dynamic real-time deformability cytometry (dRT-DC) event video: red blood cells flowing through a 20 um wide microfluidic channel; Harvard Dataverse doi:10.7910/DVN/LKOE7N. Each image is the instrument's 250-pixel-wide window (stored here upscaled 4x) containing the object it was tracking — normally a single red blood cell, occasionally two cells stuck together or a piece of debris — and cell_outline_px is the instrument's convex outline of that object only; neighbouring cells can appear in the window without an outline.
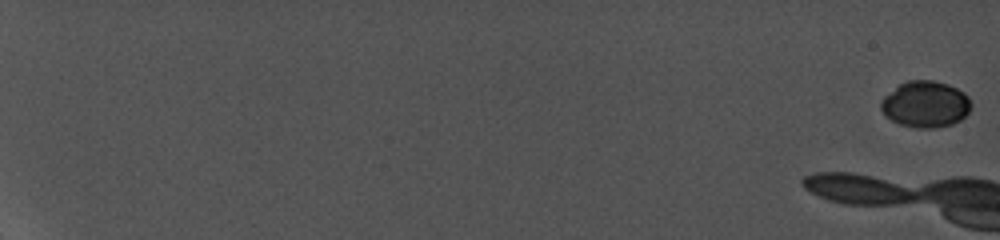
{"species": "common noctule bat (a hibernating species)", "species_latin": "Nyctalus noctula", "temperature_condition": "cold", "stored_images_in_passage": 54, "camera_frame_rate_fps": 5000, "um_per_image_px": 0.085, "animal": {"sex": "female", "body_mass_g": 19.0, "forearm_length_mm": 56.7}, "frame": {"image": 1, "passage_image": 1, "time_ms": 0.0, "image_size_px": [1000, 240], "cell_outline_px": [[972, 108], [960, 120], [952, 124], [932, 128], [916, 128], [900, 124], [884, 116], [880, 108], [880, 100], [884, 96], [900, 84], [908, 80], [932, 80], [948, 84], [964, 92], [968, 96], [972, 104]], "centroid_in_image_um": [78.66, 8.86], "position_along_channel_um": 6.3, "area_um2": 24.51}}
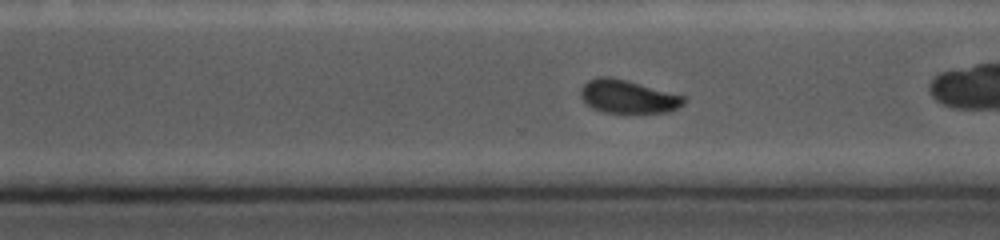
{"frame": {"image": 2, "passage_image": 44, "time_ms": 14.8, "image_size_px": [1000, 240], "cell_outline_px": [[688, 100], [684, 104], [668, 112], [640, 116], [604, 112], [592, 108], [580, 96], [580, 88], [588, 80], [596, 76], [612, 76], [628, 80], [688, 96]], "centroid_in_image_um": [53.44, 8.24], "position_along_channel_um": 317.2, "area_um2": 21.21}}
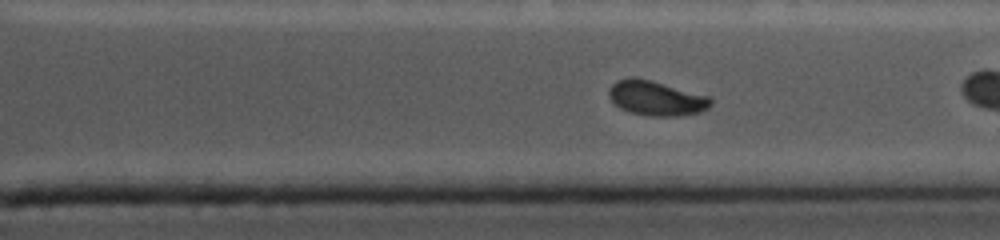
{"frame": {"image": 3, "passage_image": 47, "time_ms": 15.8, "image_size_px": [1000, 240], "cell_outline_px": [[712, 104], [708, 108], [700, 112], [680, 116], [652, 116], [628, 112], [620, 108], [612, 100], [608, 92], [612, 84], [616, 80], [628, 76], [632, 76], [652, 80], [712, 96]], "centroid_in_image_um": [55.81, 8.33], "position_along_channel_um": 355.6, "area_um2": 20.98}}